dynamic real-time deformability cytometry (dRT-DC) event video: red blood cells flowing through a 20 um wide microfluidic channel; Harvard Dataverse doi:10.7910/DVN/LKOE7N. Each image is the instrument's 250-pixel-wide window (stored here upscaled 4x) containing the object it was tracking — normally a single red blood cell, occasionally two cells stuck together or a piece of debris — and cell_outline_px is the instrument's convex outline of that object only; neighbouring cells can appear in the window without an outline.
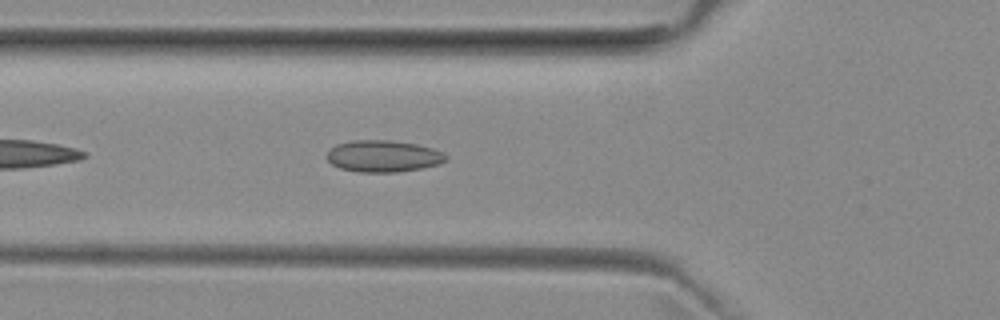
{"species": "common noctule bat (a hibernating species)", "species_latin": "Nyctalus noctula", "temperature_condition": "room temperature", "stored_images_in_passage": 35, "camera_frame_rate_fps": 3000, "um_per_image_px": 0.085, "animal": {"sex": "female", "body_mass_g": 29.2, "forearm_length_mm": 56.3}, "frame": {"image": 1, "passage_image": 5, "time_ms": 1.333, "image_size_px": [1000, 320], "cell_outline_px": [[448, 160], [440, 164], [420, 168], [396, 172], [360, 172], [340, 168], [332, 164], [324, 156], [328, 148], [336, 144], [352, 140], [392, 140], [416, 144], [432, 148], [444, 152], [448, 156]], "centroid_in_image_um": [32.56, 13.26], "position_along_channel_um": 93.2, "area_um2": 22.31}}
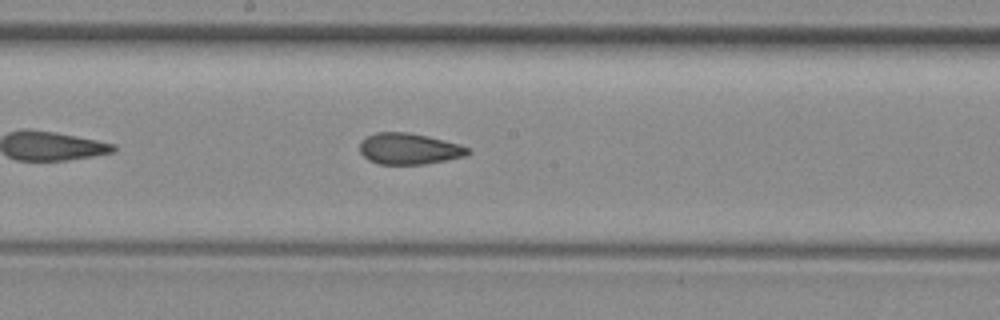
{"frame": {"image": 2, "passage_image": 14, "time_ms": 4.333, "image_size_px": [1000, 320], "cell_outline_px": [[472, 152], [464, 156], [424, 164], [380, 164], [368, 160], [360, 152], [360, 140], [376, 132], [408, 132], [428, 136], [460, 144], [468, 148]], "centroid_in_image_um": [34.75, 12.64], "position_along_channel_um": 213.4, "area_um2": 19.59}}
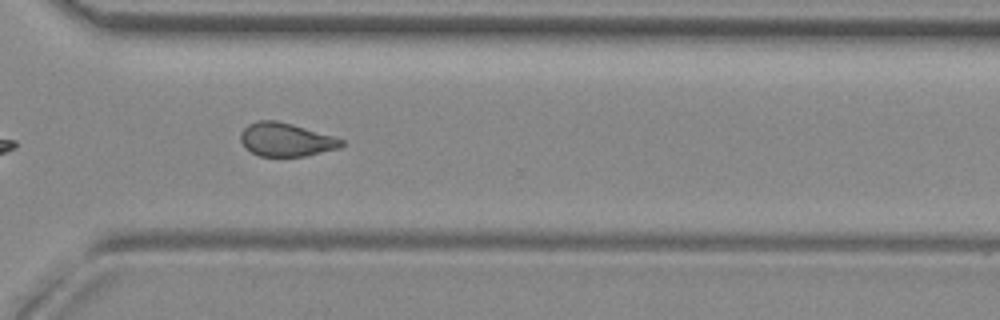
{"frame": {"image": 3, "passage_image": 24, "time_ms": 7.667, "image_size_px": [1000, 320], "cell_outline_px": [[344, 144], [340, 148], [304, 156], [260, 156], [244, 148], [240, 140], [240, 132], [248, 124], [260, 120], [276, 120], [292, 124], [336, 136], [344, 140]], "centroid_in_image_um": [24.31, 11.86], "position_along_channel_um": 346.3, "area_um2": 19.83}, "authors_computed_cell_mechanics": {"area_um2": 20.0566, "velocity_mm_per_s": 3.9883, "shape_relaxation_time_tau1_ms": null, "shape_relaxation_time_tau2_ms": 1.71, "deformation_change_tau1": null, "deformation_change_tau2": 0.0841}}